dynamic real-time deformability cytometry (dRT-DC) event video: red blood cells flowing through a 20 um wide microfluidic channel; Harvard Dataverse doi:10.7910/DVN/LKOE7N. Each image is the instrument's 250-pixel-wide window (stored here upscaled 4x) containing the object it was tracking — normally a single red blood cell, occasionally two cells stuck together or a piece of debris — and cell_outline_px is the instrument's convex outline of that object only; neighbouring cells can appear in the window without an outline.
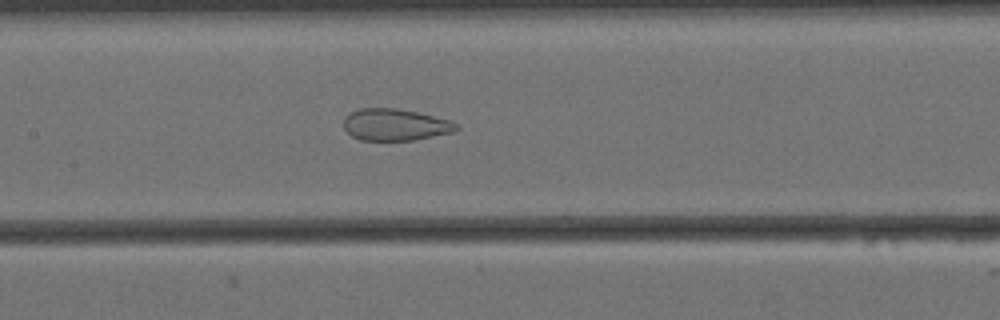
{"species": "Egyptian fruit bat (a non-hibernating species)", "species_latin": "Rousettus aegyptiacus", "temperature_condition": "cold", "stored_images_in_passage": 37, "camera_frame_rate_fps": 3000, "um_per_image_px": 0.085, "animal": {"sex": "female"}, "frame": {"image": 1, "passage_image": 11, "time_ms": 3.333, "image_size_px": [1000, 320], "cell_outline_px": [[460, 128], [456, 132], [412, 140], [360, 140], [352, 136], [344, 128], [344, 116], [360, 108], [396, 108], [416, 112], [448, 120], [460, 124]], "centroid_in_image_um": [33.61, 10.6], "position_along_channel_um": 173.8, "area_um2": 20.87}}
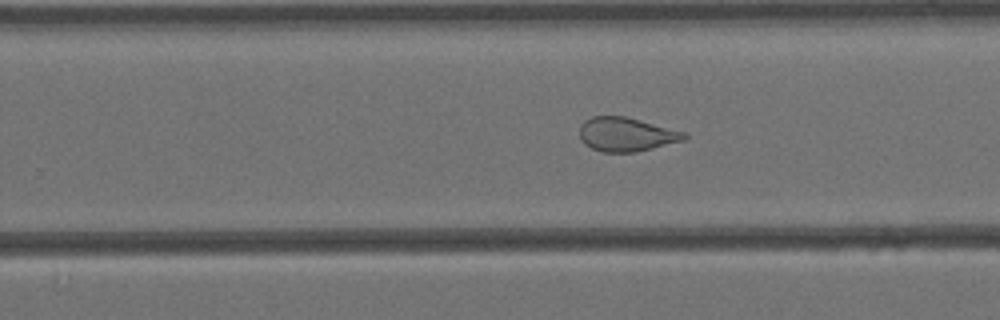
{"frame": {"image": 2, "passage_image": 20, "time_ms": 6.333, "image_size_px": [1000, 320], "cell_outline_px": [[688, 136], [684, 140], [636, 152], [604, 152], [592, 148], [584, 144], [580, 140], [580, 124], [584, 120], [592, 116], [624, 116], [688, 132]], "centroid_in_image_um": [53.23, 11.41], "position_along_channel_um": 276.6, "area_um2": 20.81}}
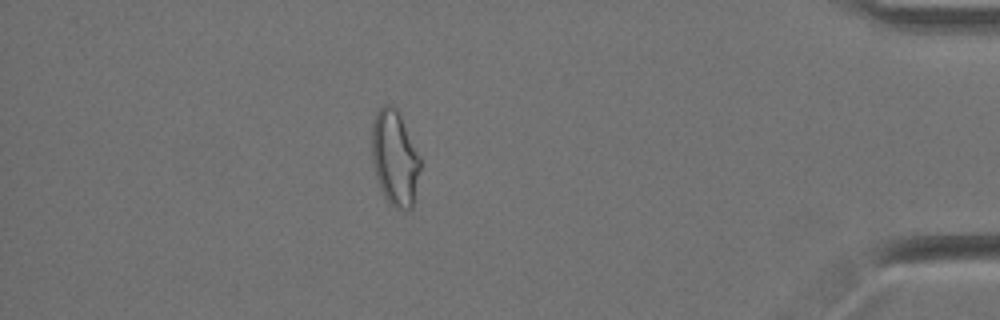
{"frame": {"image": 3, "passage_image": 35, "time_ms": 11.333, "image_size_px": [1000, 320], "cell_outline_px": [[420, 168], [412, 208], [396, 208], [388, 204], [380, 188], [376, 176], [372, 160], [372, 124], [376, 112], [380, 104], [392, 104], [396, 108], [420, 156]], "centroid_in_image_um": [33.53, 13.41], "position_along_channel_um": 401.7, "area_um2": 26.76}}